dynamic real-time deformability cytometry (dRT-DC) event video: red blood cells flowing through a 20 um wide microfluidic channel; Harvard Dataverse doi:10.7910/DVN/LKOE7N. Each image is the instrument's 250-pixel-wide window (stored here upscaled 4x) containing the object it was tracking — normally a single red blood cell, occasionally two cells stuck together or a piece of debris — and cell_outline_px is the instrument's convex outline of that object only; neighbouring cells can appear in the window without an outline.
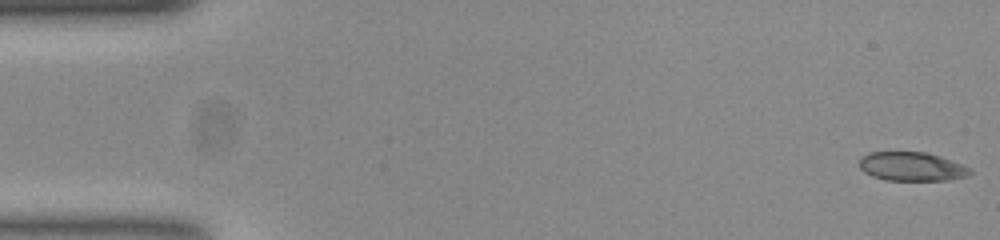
{"species": "common noctule bat (a hibernating species)", "species_latin": "Nyctalus noctula", "temperature_condition": "room temperature", "stored_images_in_passage": 53, "camera_frame_rate_fps": 3000, "um_per_image_px": 0.085, "animal": {"sex": "female", "body_mass_g": 23.0, "forearm_length_mm": 53.4}, "frame": {"image": 1, "passage_image": 1, "time_ms": 0.0, "image_size_px": [1000, 240], "cell_outline_px": [[972, 172], [968, 176], [948, 180], [884, 180], [872, 176], [864, 172], [860, 168], [860, 156], [868, 152], [924, 152], [940, 156], [972, 168]], "centroid_in_image_um": [77.49, 14.15], "position_along_channel_um": 7.5, "area_um2": 18.73}}
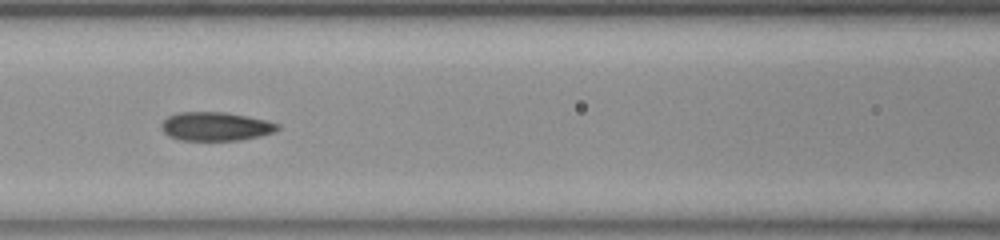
{"frame": {"image": 2, "passage_image": 23, "time_ms": 7.333, "image_size_px": [1000, 240], "cell_outline_px": [[280, 128], [272, 132], [256, 136], [236, 140], [180, 140], [168, 136], [160, 128], [160, 124], [168, 116], [176, 112], [228, 112], [268, 120], [280, 124]], "centroid_in_image_um": [18.29, 10.73], "position_along_channel_um": 148.3, "area_um2": 19.48}}
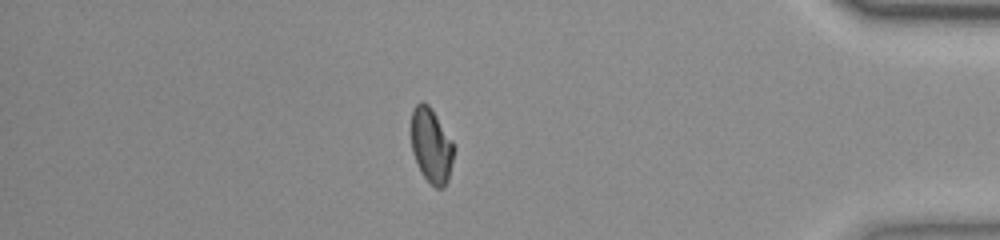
{"frame": {"image": 3, "passage_image": 46, "time_ms": 15.0, "image_size_px": [1000, 240], "cell_outline_px": [[452, 160], [448, 180], [444, 188], [436, 188], [424, 176], [412, 152], [412, 108], [420, 100], [428, 104], [432, 108], [452, 140]], "centroid_in_image_um": [36.65, 12.33], "position_along_channel_um": 398.6, "area_um2": 18.21}, "authors_computed_cell_mechanics": {"area_um2": 19.1318, "velocity_mm_per_s": 3.7867, "shape_relaxation_time_tau1_ms": null, "shape_relaxation_time_tau2_ms": 1.9557, "deformation_change_tau1": null, "deformation_change_tau2": 0.0602}}